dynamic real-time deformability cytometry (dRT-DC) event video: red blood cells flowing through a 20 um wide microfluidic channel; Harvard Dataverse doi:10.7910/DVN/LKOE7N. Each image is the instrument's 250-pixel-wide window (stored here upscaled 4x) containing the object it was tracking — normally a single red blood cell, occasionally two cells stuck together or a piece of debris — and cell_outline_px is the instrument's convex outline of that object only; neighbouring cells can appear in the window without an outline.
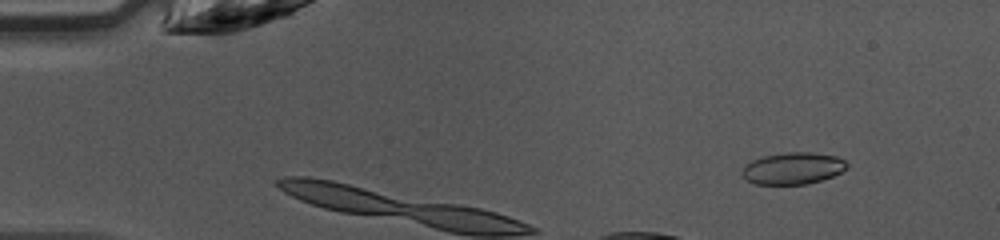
{"species": "common noctule bat (a hibernating species)", "species_latin": "Nyctalus noctula", "temperature_condition": "warm", "stored_images_in_passage": 8, "camera_frame_rate_fps": 3000, "um_per_image_px": 0.085, "animal": {"sex": "female", "body_mass_g": 10.0, "forearm_length_mm": 53.1}, "frame": {"image": 1, "passage_image": 5, "time_ms": 1.333, "image_size_px": [1000, 240], "cell_outline_px": [[848, 168], [832, 176], [808, 184], [756, 184], [748, 180], [740, 172], [744, 164], [752, 160], [764, 156], [784, 152], [812, 152], [836, 156], [844, 160], [848, 164]], "centroid_in_image_um": [67.39, 14.3], "position_along_channel_um": 17.6, "area_um2": 19.48}}